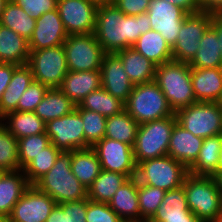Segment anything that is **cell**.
I'll return each mask as SVG.
<instances>
[{
  "label": "cell",
  "mask_w": 222,
  "mask_h": 222,
  "mask_svg": "<svg viewBox=\"0 0 222 222\" xmlns=\"http://www.w3.org/2000/svg\"><path fill=\"white\" fill-rule=\"evenodd\" d=\"M154 81L174 113L197 102L191 82V66L188 63L171 60L156 66Z\"/></svg>",
  "instance_id": "3"
},
{
  "label": "cell",
  "mask_w": 222,
  "mask_h": 222,
  "mask_svg": "<svg viewBox=\"0 0 222 222\" xmlns=\"http://www.w3.org/2000/svg\"><path fill=\"white\" fill-rule=\"evenodd\" d=\"M76 107L58 88H49L34 113L45 123L71 113Z\"/></svg>",
  "instance_id": "32"
},
{
  "label": "cell",
  "mask_w": 222,
  "mask_h": 222,
  "mask_svg": "<svg viewBox=\"0 0 222 222\" xmlns=\"http://www.w3.org/2000/svg\"><path fill=\"white\" fill-rule=\"evenodd\" d=\"M213 222H222V209Z\"/></svg>",
  "instance_id": "59"
},
{
  "label": "cell",
  "mask_w": 222,
  "mask_h": 222,
  "mask_svg": "<svg viewBox=\"0 0 222 222\" xmlns=\"http://www.w3.org/2000/svg\"><path fill=\"white\" fill-rule=\"evenodd\" d=\"M177 122L196 137L208 138L222 134V104L196 102L179 109Z\"/></svg>",
  "instance_id": "8"
},
{
  "label": "cell",
  "mask_w": 222,
  "mask_h": 222,
  "mask_svg": "<svg viewBox=\"0 0 222 222\" xmlns=\"http://www.w3.org/2000/svg\"><path fill=\"white\" fill-rule=\"evenodd\" d=\"M202 143L203 138L196 137L176 122L171 132L167 155L189 169L195 163Z\"/></svg>",
  "instance_id": "19"
},
{
  "label": "cell",
  "mask_w": 222,
  "mask_h": 222,
  "mask_svg": "<svg viewBox=\"0 0 222 222\" xmlns=\"http://www.w3.org/2000/svg\"><path fill=\"white\" fill-rule=\"evenodd\" d=\"M45 222H66V212L59 204H56Z\"/></svg>",
  "instance_id": "52"
},
{
  "label": "cell",
  "mask_w": 222,
  "mask_h": 222,
  "mask_svg": "<svg viewBox=\"0 0 222 222\" xmlns=\"http://www.w3.org/2000/svg\"><path fill=\"white\" fill-rule=\"evenodd\" d=\"M211 27L216 31L222 54V13L212 14Z\"/></svg>",
  "instance_id": "53"
},
{
  "label": "cell",
  "mask_w": 222,
  "mask_h": 222,
  "mask_svg": "<svg viewBox=\"0 0 222 222\" xmlns=\"http://www.w3.org/2000/svg\"><path fill=\"white\" fill-rule=\"evenodd\" d=\"M17 66L18 65L13 63H0V100L11 81L14 69Z\"/></svg>",
  "instance_id": "48"
},
{
  "label": "cell",
  "mask_w": 222,
  "mask_h": 222,
  "mask_svg": "<svg viewBox=\"0 0 222 222\" xmlns=\"http://www.w3.org/2000/svg\"><path fill=\"white\" fill-rule=\"evenodd\" d=\"M63 48L68 71L100 70L106 54L94 33L68 35Z\"/></svg>",
  "instance_id": "10"
},
{
  "label": "cell",
  "mask_w": 222,
  "mask_h": 222,
  "mask_svg": "<svg viewBox=\"0 0 222 222\" xmlns=\"http://www.w3.org/2000/svg\"><path fill=\"white\" fill-rule=\"evenodd\" d=\"M71 169L74 176L88 189L101 171L95 150L89 147L71 151Z\"/></svg>",
  "instance_id": "27"
},
{
  "label": "cell",
  "mask_w": 222,
  "mask_h": 222,
  "mask_svg": "<svg viewBox=\"0 0 222 222\" xmlns=\"http://www.w3.org/2000/svg\"><path fill=\"white\" fill-rule=\"evenodd\" d=\"M214 178L216 179L217 181V185H218V189L221 193V196H222V171L221 172H217L215 175H214Z\"/></svg>",
  "instance_id": "54"
},
{
  "label": "cell",
  "mask_w": 222,
  "mask_h": 222,
  "mask_svg": "<svg viewBox=\"0 0 222 222\" xmlns=\"http://www.w3.org/2000/svg\"><path fill=\"white\" fill-rule=\"evenodd\" d=\"M177 122L176 114L139 125L133 146L136 165L147 159L167 155L172 129Z\"/></svg>",
  "instance_id": "6"
},
{
  "label": "cell",
  "mask_w": 222,
  "mask_h": 222,
  "mask_svg": "<svg viewBox=\"0 0 222 222\" xmlns=\"http://www.w3.org/2000/svg\"><path fill=\"white\" fill-rule=\"evenodd\" d=\"M89 199L59 204L66 212V222H86L87 204Z\"/></svg>",
  "instance_id": "46"
},
{
  "label": "cell",
  "mask_w": 222,
  "mask_h": 222,
  "mask_svg": "<svg viewBox=\"0 0 222 222\" xmlns=\"http://www.w3.org/2000/svg\"><path fill=\"white\" fill-rule=\"evenodd\" d=\"M139 123H137L126 110L107 117L105 137L134 146Z\"/></svg>",
  "instance_id": "34"
},
{
  "label": "cell",
  "mask_w": 222,
  "mask_h": 222,
  "mask_svg": "<svg viewBox=\"0 0 222 222\" xmlns=\"http://www.w3.org/2000/svg\"><path fill=\"white\" fill-rule=\"evenodd\" d=\"M80 108L110 117L125 110V103L109 94L103 87L90 92L78 104Z\"/></svg>",
  "instance_id": "36"
},
{
  "label": "cell",
  "mask_w": 222,
  "mask_h": 222,
  "mask_svg": "<svg viewBox=\"0 0 222 222\" xmlns=\"http://www.w3.org/2000/svg\"><path fill=\"white\" fill-rule=\"evenodd\" d=\"M57 203L34 185H30L10 215V222H45Z\"/></svg>",
  "instance_id": "16"
},
{
  "label": "cell",
  "mask_w": 222,
  "mask_h": 222,
  "mask_svg": "<svg viewBox=\"0 0 222 222\" xmlns=\"http://www.w3.org/2000/svg\"><path fill=\"white\" fill-rule=\"evenodd\" d=\"M18 140L0 121V172L20 170Z\"/></svg>",
  "instance_id": "40"
},
{
  "label": "cell",
  "mask_w": 222,
  "mask_h": 222,
  "mask_svg": "<svg viewBox=\"0 0 222 222\" xmlns=\"http://www.w3.org/2000/svg\"><path fill=\"white\" fill-rule=\"evenodd\" d=\"M147 14L152 30L158 31L172 49L188 14L182 8L164 0H151Z\"/></svg>",
  "instance_id": "15"
},
{
  "label": "cell",
  "mask_w": 222,
  "mask_h": 222,
  "mask_svg": "<svg viewBox=\"0 0 222 222\" xmlns=\"http://www.w3.org/2000/svg\"><path fill=\"white\" fill-rule=\"evenodd\" d=\"M97 153L101 170L119 172L128 178L136 176L133 147L104 137L92 147Z\"/></svg>",
  "instance_id": "14"
},
{
  "label": "cell",
  "mask_w": 222,
  "mask_h": 222,
  "mask_svg": "<svg viewBox=\"0 0 222 222\" xmlns=\"http://www.w3.org/2000/svg\"><path fill=\"white\" fill-rule=\"evenodd\" d=\"M132 47L156 66L173 60L171 47L165 38L155 30L142 34Z\"/></svg>",
  "instance_id": "29"
},
{
  "label": "cell",
  "mask_w": 222,
  "mask_h": 222,
  "mask_svg": "<svg viewBox=\"0 0 222 222\" xmlns=\"http://www.w3.org/2000/svg\"><path fill=\"white\" fill-rule=\"evenodd\" d=\"M101 87L109 94L127 102L134 84L126 74L121 60L114 54H105L100 68Z\"/></svg>",
  "instance_id": "18"
},
{
  "label": "cell",
  "mask_w": 222,
  "mask_h": 222,
  "mask_svg": "<svg viewBox=\"0 0 222 222\" xmlns=\"http://www.w3.org/2000/svg\"><path fill=\"white\" fill-rule=\"evenodd\" d=\"M68 34L65 31L57 8L44 13L36 20L29 43L30 50H39L63 45Z\"/></svg>",
  "instance_id": "17"
},
{
  "label": "cell",
  "mask_w": 222,
  "mask_h": 222,
  "mask_svg": "<svg viewBox=\"0 0 222 222\" xmlns=\"http://www.w3.org/2000/svg\"><path fill=\"white\" fill-rule=\"evenodd\" d=\"M30 186L23 170L0 172V214L9 216Z\"/></svg>",
  "instance_id": "24"
},
{
  "label": "cell",
  "mask_w": 222,
  "mask_h": 222,
  "mask_svg": "<svg viewBox=\"0 0 222 222\" xmlns=\"http://www.w3.org/2000/svg\"><path fill=\"white\" fill-rule=\"evenodd\" d=\"M57 204L88 198L84 187L71 169V152H61L53 167L34 184Z\"/></svg>",
  "instance_id": "2"
},
{
  "label": "cell",
  "mask_w": 222,
  "mask_h": 222,
  "mask_svg": "<svg viewBox=\"0 0 222 222\" xmlns=\"http://www.w3.org/2000/svg\"><path fill=\"white\" fill-rule=\"evenodd\" d=\"M0 222H10L9 216H5V215L0 214Z\"/></svg>",
  "instance_id": "58"
},
{
  "label": "cell",
  "mask_w": 222,
  "mask_h": 222,
  "mask_svg": "<svg viewBox=\"0 0 222 222\" xmlns=\"http://www.w3.org/2000/svg\"><path fill=\"white\" fill-rule=\"evenodd\" d=\"M195 216L188 208L183 185L165 192L153 217Z\"/></svg>",
  "instance_id": "38"
},
{
  "label": "cell",
  "mask_w": 222,
  "mask_h": 222,
  "mask_svg": "<svg viewBox=\"0 0 222 222\" xmlns=\"http://www.w3.org/2000/svg\"><path fill=\"white\" fill-rule=\"evenodd\" d=\"M7 1H8V0H0V17H1V14H2V12H3L5 3H6Z\"/></svg>",
  "instance_id": "57"
},
{
  "label": "cell",
  "mask_w": 222,
  "mask_h": 222,
  "mask_svg": "<svg viewBox=\"0 0 222 222\" xmlns=\"http://www.w3.org/2000/svg\"><path fill=\"white\" fill-rule=\"evenodd\" d=\"M183 187L191 212L203 222H213L222 209V196L214 176L188 174Z\"/></svg>",
  "instance_id": "4"
},
{
  "label": "cell",
  "mask_w": 222,
  "mask_h": 222,
  "mask_svg": "<svg viewBox=\"0 0 222 222\" xmlns=\"http://www.w3.org/2000/svg\"><path fill=\"white\" fill-rule=\"evenodd\" d=\"M188 174V169L181 162L166 155L139 162L135 177L138 183L169 191L182 186Z\"/></svg>",
  "instance_id": "7"
},
{
  "label": "cell",
  "mask_w": 222,
  "mask_h": 222,
  "mask_svg": "<svg viewBox=\"0 0 222 222\" xmlns=\"http://www.w3.org/2000/svg\"><path fill=\"white\" fill-rule=\"evenodd\" d=\"M98 6L90 0H57V10L68 35L94 33Z\"/></svg>",
  "instance_id": "13"
},
{
  "label": "cell",
  "mask_w": 222,
  "mask_h": 222,
  "mask_svg": "<svg viewBox=\"0 0 222 222\" xmlns=\"http://www.w3.org/2000/svg\"><path fill=\"white\" fill-rule=\"evenodd\" d=\"M33 80L31 68L27 64L18 65L14 69L11 81L0 100V119L7 113L17 109L20 97Z\"/></svg>",
  "instance_id": "25"
},
{
  "label": "cell",
  "mask_w": 222,
  "mask_h": 222,
  "mask_svg": "<svg viewBox=\"0 0 222 222\" xmlns=\"http://www.w3.org/2000/svg\"><path fill=\"white\" fill-rule=\"evenodd\" d=\"M125 110L139 125L174 114L155 81L134 85Z\"/></svg>",
  "instance_id": "5"
},
{
  "label": "cell",
  "mask_w": 222,
  "mask_h": 222,
  "mask_svg": "<svg viewBox=\"0 0 222 222\" xmlns=\"http://www.w3.org/2000/svg\"><path fill=\"white\" fill-rule=\"evenodd\" d=\"M27 65L31 68L33 79L49 88H58L68 72L63 45L30 50Z\"/></svg>",
  "instance_id": "9"
},
{
  "label": "cell",
  "mask_w": 222,
  "mask_h": 222,
  "mask_svg": "<svg viewBox=\"0 0 222 222\" xmlns=\"http://www.w3.org/2000/svg\"><path fill=\"white\" fill-rule=\"evenodd\" d=\"M45 133L50 142L63 152L85 148L83 121L76 109L65 116L47 122Z\"/></svg>",
  "instance_id": "12"
},
{
  "label": "cell",
  "mask_w": 222,
  "mask_h": 222,
  "mask_svg": "<svg viewBox=\"0 0 222 222\" xmlns=\"http://www.w3.org/2000/svg\"><path fill=\"white\" fill-rule=\"evenodd\" d=\"M212 13L188 14L181 25L176 44L172 48L174 61L189 63L199 49L203 34L211 26Z\"/></svg>",
  "instance_id": "11"
},
{
  "label": "cell",
  "mask_w": 222,
  "mask_h": 222,
  "mask_svg": "<svg viewBox=\"0 0 222 222\" xmlns=\"http://www.w3.org/2000/svg\"><path fill=\"white\" fill-rule=\"evenodd\" d=\"M128 179L125 174L101 170L98 177L87 189L88 199L94 202L108 203Z\"/></svg>",
  "instance_id": "33"
},
{
  "label": "cell",
  "mask_w": 222,
  "mask_h": 222,
  "mask_svg": "<svg viewBox=\"0 0 222 222\" xmlns=\"http://www.w3.org/2000/svg\"><path fill=\"white\" fill-rule=\"evenodd\" d=\"M108 205L124 222H140L137 178L125 181Z\"/></svg>",
  "instance_id": "22"
},
{
  "label": "cell",
  "mask_w": 222,
  "mask_h": 222,
  "mask_svg": "<svg viewBox=\"0 0 222 222\" xmlns=\"http://www.w3.org/2000/svg\"><path fill=\"white\" fill-rule=\"evenodd\" d=\"M90 1L96 3L97 5L113 3V0H90Z\"/></svg>",
  "instance_id": "56"
},
{
  "label": "cell",
  "mask_w": 222,
  "mask_h": 222,
  "mask_svg": "<svg viewBox=\"0 0 222 222\" xmlns=\"http://www.w3.org/2000/svg\"><path fill=\"white\" fill-rule=\"evenodd\" d=\"M86 222H124L108 205V203L89 200L87 204Z\"/></svg>",
  "instance_id": "44"
},
{
  "label": "cell",
  "mask_w": 222,
  "mask_h": 222,
  "mask_svg": "<svg viewBox=\"0 0 222 222\" xmlns=\"http://www.w3.org/2000/svg\"><path fill=\"white\" fill-rule=\"evenodd\" d=\"M75 109L80 113L83 121L85 148L93 147L105 137L107 117L100 113L80 108L78 105H76Z\"/></svg>",
  "instance_id": "39"
},
{
  "label": "cell",
  "mask_w": 222,
  "mask_h": 222,
  "mask_svg": "<svg viewBox=\"0 0 222 222\" xmlns=\"http://www.w3.org/2000/svg\"><path fill=\"white\" fill-rule=\"evenodd\" d=\"M221 171H222V145L219 151V161L217 165V172H221Z\"/></svg>",
  "instance_id": "55"
},
{
  "label": "cell",
  "mask_w": 222,
  "mask_h": 222,
  "mask_svg": "<svg viewBox=\"0 0 222 222\" xmlns=\"http://www.w3.org/2000/svg\"><path fill=\"white\" fill-rule=\"evenodd\" d=\"M164 190L138 183L140 222H148L156 213L165 195Z\"/></svg>",
  "instance_id": "41"
},
{
  "label": "cell",
  "mask_w": 222,
  "mask_h": 222,
  "mask_svg": "<svg viewBox=\"0 0 222 222\" xmlns=\"http://www.w3.org/2000/svg\"><path fill=\"white\" fill-rule=\"evenodd\" d=\"M216 31L210 26L199 42V49L188 63L191 68H222V54Z\"/></svg>",
  "instance_id": "30"
},
{
  "label": "cell",
  "mask_w": 222,
  "mask_h": 222,
  "mask_svg": "<svg viewBox=\"0 0 222 222\" xmlns=\"http://www.w3.org/2000/svg\"><path fill=\"white\" fill-rule=\"evenodd\" d=\"M0 24L29 41L36 26V20L24 12L19 5L8 0L0 17Z\"/></svg>",
  "instance_id": "35"
},
{
  "label": "cell",
  "mask_w": 222,
  "mask_h": 222,
  "mask_svg": "<svg viewBox=\"0 0 222 222\" xmlns=\"http://www.w3.org/2000/svg\"><path fill=\"white\" fill-rule=\"evenodd\" d=\"M62 151L50 143L42 152L36 155L22 170L30 185L46 174L56 162Z\"/></svg>",
  "instance_id": "37"
},
{
  "label": "cell",
  "mask_w": 222,
  "mask_h": 222,
  "mask_svg": "<svg viewBox=\"0 0 222 222\" xmlns=\"http://www.w3.org/2000/svg\"><path fill=\"white\" fill-rule=\"evenodd\" d=\"M114 54L121 60L126 74L134 85L155 80L156 65L135 48L128 47Z\"/></svg>",
  "instance_id": "23"
},
{
  "label": "cell",
  "mask_w": 222,
  "mask_h": 222,
  "mask_svg": "<svg viewBox=\"0 0 222 222\" xmlns=\"http://www.w3.org/2000/svg\"><path fill=\"white\" fill-rule=\"evenodd\" d=\"M100 87V70L68 71L58 89L78 105L90 92Z\"/></svg>",
  "instance_id": "21"
},
{
  "label": "cell",
  "mask_w": 222,
  "mask_h": 222,
  "mask_svg": "<svg viewBox=\"0 0 222 222\" xmlns=\"http://www.w3.org/2000/svg\"><path fill=\"white\" fill-rule=\"evenodd\" d=\"M199 12L222 13V0H198Z\"/></svg>",
  "instance_id": "49"
},
{
  "label": "cell",
  "mask_w": 222,
  "mask_h": 222,
  "mask_svg": "<svg viewBox=\"0 0 222 222\" xmlns=\"http://www.w3.org/2000/svg\"><path fill=\"white\" fill-rule=\"evenodd\" d=\"M182 8L187 14L199 13L198 0H164Z\"/></svg>",
  "instance_id": "50"
},
{
  "label": "cell",
  "mask_w": 222,
  "mask_h": 222,
  "mask_svg": "<svg viewBox=\"0 0 222 222\" xmlns=\"http://www.w3.org/2000/svg\"><path fill=\"white\" fill-rule=\"evenodd\" d=\"M222 134L204 138L195 163L188 169L196 176H214L217 173Z\"/></svg>",
  "instance_id": "31"
},
{
  "label": "cell",
  "mask_w": 222,
  "mask_h": 222,
  "mask_svg": "<svg viewBox=\"0 0 222 222\" xmlns=\"http://www.w3.org/2000/svg\"><path fill=\"white\" fill-rule=\"evenodd\" d=\"M152 30L147 12L125 15L114 3L100 4L94 35L106 54L132 47L138 38Z\"/></svg>",
  "instance_id": "1"
},
{
  "label": "cell",
  "mask_w": 222,
  "mask_h": 222,
  "mask_svg": "<svg viewBox=\"0 0 222 222\" xmlns=\"http://www.w3.org/2000/svg\"><path fill=\"white\" fill-rule=\"evenodd\" d=\"M19 5L31 18L37 20L44 13L55 10L57 0H12Z\"/></svg>",
  "instance_id": "45"
},
{
  "label": "cell",
  "mask_w": 222,
  "mask_h": 222,
  "mask_svg": "<svg viewBox=\"0 0 222 222\" xmlns=\"http://www.w3.org/2000/svg\"><path fill=\"white\" fill-rule=\"evenodd\" d=\"M48 135L39 133L18 139V158L22 170L36 155L50 144Z\"/></svg>",
  "instance_id": "42"
},
{
  "label": "cell",
  "mask_w": 222,
  "mask_h": 222,
  "mask_svg": "<svg viewBox=\"0 0 222 222\" xmlns=\"http://www.w3.org/2000/svg\"><path fill=\"white\" fill-rule=\"evenodd\" d=\"M49 87L40 82L33 80L30 86L25 90L20 97L17 109L15 111H30L34 112L37 105L44 98Z\"/></svg>",
  "instance_id": "43"
},
{
  "label": "cell",
  "mask_w": 222,
  "mask_h": 222,
  "mask_svg": "<svg viewBox=\"0 0 222 222\" xmlns=\"http://www.w3.org/2000/svg\"><path fill=\"white\" fill-rule=\"evenodd\" d=\"M0 121L17 140L45 132L46 123L30 111L9 112Z\"/></svg>",
  "instance_id": "28"
},
{
  "label": "cell",
  "mask_w": 222,
  "mask_h": 222,
  "mask_svg": "<svg viewBox=\"0 0 222 222\" xmlns=\"http://www.w3.org/2000/svg\"><path fill=\"white\" fill-rule=\"evenodd\" d=\"M191 82L197 102L222 99V68H191Z\"/></svg>",
  "instance_id": "20"
},
{
  "label": "cell",
  "mask_w": 222,
  "mask_h": 222,
  "mask_svg": "<svg viewBox=\"0 0 222 222\" xmlns=\"http://www.w3.org/2000/svg\"><path fill=\"white\" fill-rule=\"evenodd\" d=\"M148 222H203L195 216L152 217Z\"/></svg>",
  "instance_id": "51"
},
{
  "label": "cell",
  "mask_w": 222,
  "mask_h": 222,
  "mask_svg": "<svg viewBox=\"0 0 222 222\" xmlns=\"http://www.w3.org/2000/svg\"><path fill=\"white\" fill-rule=\"evenodd\" d=\"M29 55L28 40L0 24V63L24 65Z\"/></svg>",
  "instance_id": "26"
},
{
  "label": "cell",
  "mask_w": 222,
  "mask_h": 222,
  "mask_svg": "<svg viewBox=\"0 0 222 222\" xmlns=\"http://www.w3.org/2000/svg\"><path fill=\"white\" fill-rule=\"evenodd\" d=\"M151 0H113L125 15L138 16L148 11Z\"/></svg>",
  "instance_id": "47"
}]
</instances>
